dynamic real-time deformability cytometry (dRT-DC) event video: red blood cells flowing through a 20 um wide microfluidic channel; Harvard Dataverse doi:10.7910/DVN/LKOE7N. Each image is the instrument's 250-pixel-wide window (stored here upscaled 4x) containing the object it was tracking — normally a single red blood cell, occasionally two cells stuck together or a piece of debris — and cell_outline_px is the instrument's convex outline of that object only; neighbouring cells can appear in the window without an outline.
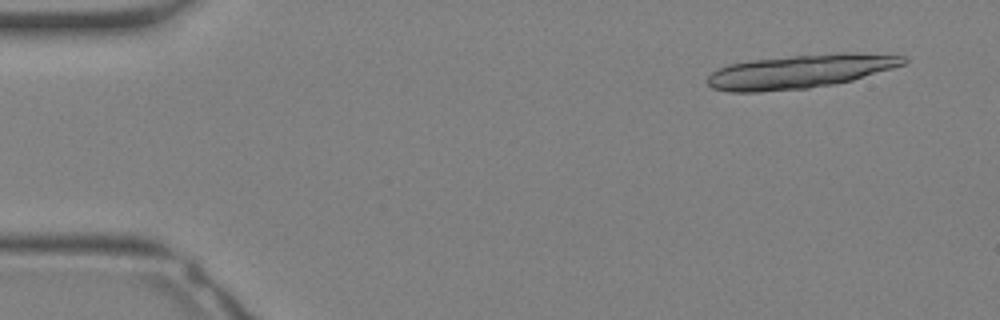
{"species": "Egyptian fruit bat (a non-hibernating species)", "species_latin": "Rousettus aegyptiacus", "temperature_condition": "warm", "stored_images_in_passage": 3, "camera_frame_rate_fps": 3000, "um_per_image_px": 0.085, "animal": {"sex": "female"}, "frame": {"image": 1, "passage_image": 1, "time_ms": 0.0, "image_size_px": [1000, 320], "cell_outline_px": [[908, 60], [904, 64], [892, 68], [852, 80], [832, 84], [808, 88], [760, 92], [728, 92], [712, 88], [704, 80], [712, 72], [728, 64], [752, 60], [792, 56], [840, 52], [856, 52], [904, 56]], "centroid_in_image_um": [67.97, 6.07], "position_along_channel_um": 17.0, "area_um2": 38.49}}